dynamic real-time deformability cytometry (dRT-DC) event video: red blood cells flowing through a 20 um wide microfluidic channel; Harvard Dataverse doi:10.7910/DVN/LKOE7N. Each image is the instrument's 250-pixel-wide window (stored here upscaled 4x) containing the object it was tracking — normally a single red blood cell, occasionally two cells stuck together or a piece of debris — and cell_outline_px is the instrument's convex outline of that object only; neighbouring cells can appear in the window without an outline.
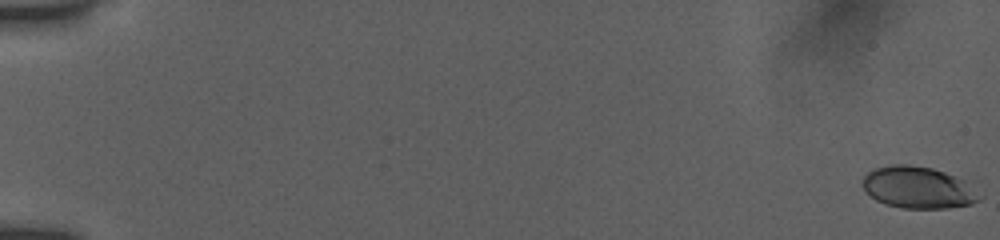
{"species": "human", "species_latin": "Homo sapiens", "temperature_condition": "room temperature", "stored_images_in_passage": 55, "camera_frame_rate_fps": 3000, "um_per_image_px": 0.085, "donor": {"sex": "female"}, "frame": {"image": 1, "passage_image": 1, "time_ms": 0.0, "image_size_px": [1000, 240], "cell_outline_px": [[984, 196], [980, 200], [972, 204], [948, 208], [904, 208], [888, 204], [876, 200], [864, 188], [864, 176], [872, 168], [892, 164], [908, 164], [932, 168], [956, 176], [964, 180]], "centroid_in_image_um": [78.09, 15.93], "position_along_channel_um": 6.9, "area_um2": 28.44}}
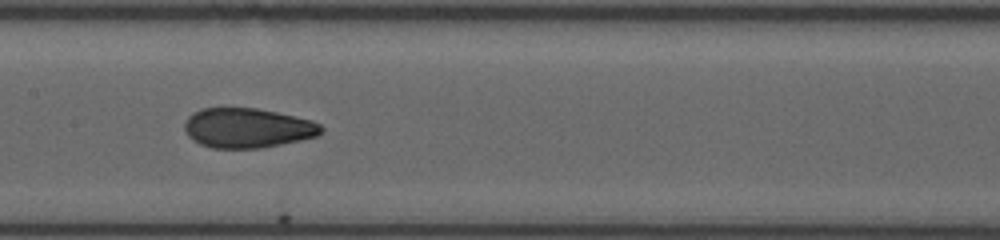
{"frame": {"image": 2, "passage_image": 30, "time_ms": 9.667, "image_size_px": [1000, 240], "cell_outline_px": [[324, 128], [316, 136], [300, 140], [260, 148], [212, 148], [200, 144], [192, 140], [188, 136], [184, 128], [184, 124], [188, 116], [192, 112], [204, 108], [256, 108], [296, 116], [312, 120], [320, 124]], "centroid_in_image_um": [21.01, 10.87], "position_along_channel_um": 186.4, "area_um2": 31.62}}
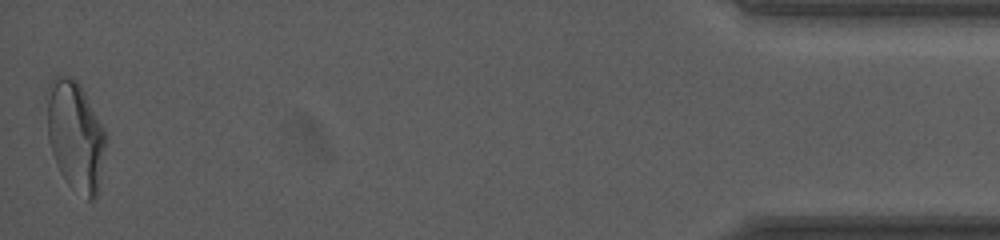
{"frame": {"image": 3, "passage_image": 55, "time_ms": 18.0, "image_size_px": [1000, 240], "cell_outline_px": [[108, 136], [96, 196], [92, 200], [88, 200], [60, 172], [56, 164], [48, 140], [44, 96], [44, 92], [48, 80], [56, 76], [72, 76], [80, 84], [104, 128]], "centroid_in_image_um": [6.36, 11.41], "position_along_channel_um": 428.8, "area_um2": 37.97}, "authors_computed_cell_mechanics": {"area_um2": 31.0964, "velocity_mm_per_s": 3.8914, "shape_relaxation_time_tau1_ms": 6.1696, "shape_relaxation_time_tau2_ms": 0.9878, "deformation_change_tau1": 0.1834, "deformation_change_tau2": 0.0531}}